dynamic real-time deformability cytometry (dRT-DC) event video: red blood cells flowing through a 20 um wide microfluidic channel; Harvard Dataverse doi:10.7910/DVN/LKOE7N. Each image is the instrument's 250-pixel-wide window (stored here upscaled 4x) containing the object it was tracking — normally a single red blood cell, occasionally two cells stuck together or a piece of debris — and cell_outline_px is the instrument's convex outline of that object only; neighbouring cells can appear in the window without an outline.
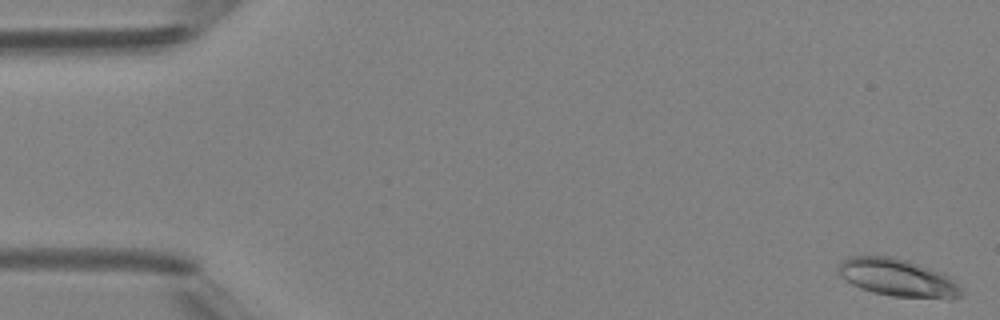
{"species": "Egyptian fruit bat (a non-hibernating species)", "species_latin": "Rousettus aegyptiacus", "temperature_condition": "room temperature", "stored_images_in_passage": 7, "camera_frame_rate_fps": 3000, "um_per_image_px": 0.085, "animal": {"sex": "female"}, "frame": {"image": 1, "passage_image": 1, "time_ms": 0.0, "image_size_px": [1000, 320], "cell_outline_px": [[964, 292], [960, 296], [948, 300], [892, 296], [872, 292], [860, 288], [852, 284], [840, 276], [836, 272], [836, 268], [844, 260], [852, 256], [888, 256], [908, 260], [944, 272]], "centroid_in_image_um": [76.32, 23.62], "position_along_channel_um": 8.7, "area_um2": 27.28}}
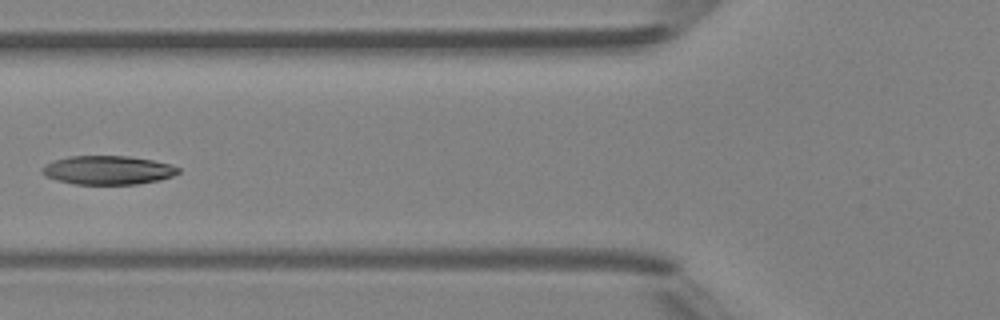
{"frame": {"image": 2, "passage_image": 6, "time_ms": 6.0, "image_size_px": [1000, 320], "cell_outline_px": [[180, 172], [172, 176], [160, 180], [136, 184], [72, 184], [56, 180], [44, 176], [40, 172], [40, 168], [44, 164], [68, 156], [128, 156], [152, 160], [168, 164], [180, 168]], "centroid_in_image_um": [9.12, 14.46], "position_along_channel_um": 116.7, "area_um2": 22.95}}
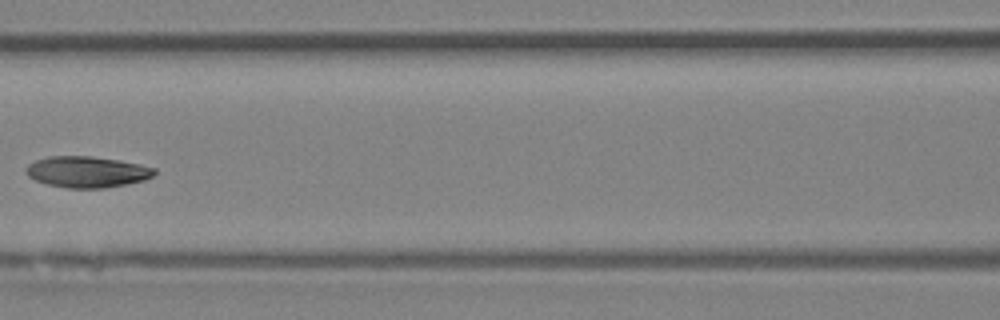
{"frame": {"image": 3, "passage_image": 7, "time_ms": 7.0, "image_size_px": [1000, 320], "cell_outline_px": [[156, 172], [152, 176], [144, 180], [128, 184], [104, 188], [68, 188], [48, 184], [36, 180], [28, 176], [24, 172], [24, 168], [28, 164], [36, 160], [48, 156], [92, 156], [120, 160], [140, 164], [156, 168]], "centroid_in_image_um": [7.39, 14.6], "position_along_channel_um": 159.2, "area_um2": 23.47}}